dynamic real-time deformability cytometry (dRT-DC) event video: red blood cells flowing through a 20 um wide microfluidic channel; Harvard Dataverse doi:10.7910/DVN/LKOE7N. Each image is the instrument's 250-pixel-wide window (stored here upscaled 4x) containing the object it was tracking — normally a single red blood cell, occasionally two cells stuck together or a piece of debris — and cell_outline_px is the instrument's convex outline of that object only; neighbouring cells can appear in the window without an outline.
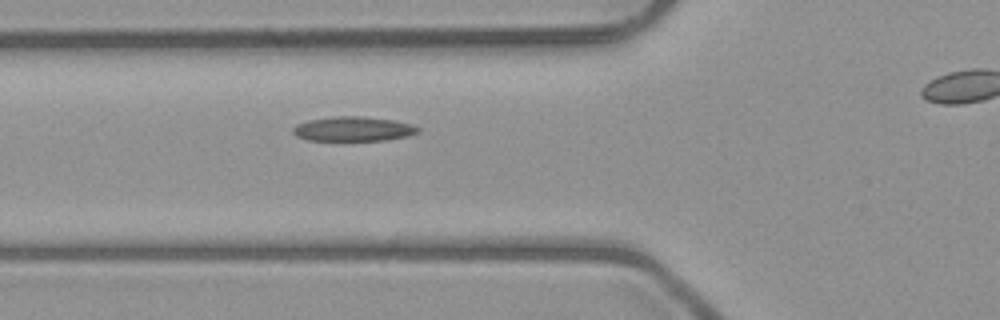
{"species": "common noctule bat (a hibernating species)", "species_latin": "Nyctalus noctula", "temperature_condition": "room temperature", "stored_images_in_passage": 6, "segment_of_instrument_passage": [1, 2], "camera_frame_rate_fps": 3000, "um_per_image_px": 0.085, "animal": {"sex": "male", "body_mass_g": 23.1, "forearm_length_mm": 52.7}, "frame": {"image": 1, "passage_image": 5, "time_ms": 5.333, "image_size_px": [1000, 320], "cell_outline_px": [[420, 132], [408, 136], [384, 140], [308, 140], [296, 136], [292, 132], [292, 128], [296, 124], [308, 120], [332, 116], [360, 116], [392, 120], [412, 124], [420, 128]], "centroid_in_image_um": [30.01, 10.95], "position_along_channel_um": 95.8, "area_um2": 17.92}}